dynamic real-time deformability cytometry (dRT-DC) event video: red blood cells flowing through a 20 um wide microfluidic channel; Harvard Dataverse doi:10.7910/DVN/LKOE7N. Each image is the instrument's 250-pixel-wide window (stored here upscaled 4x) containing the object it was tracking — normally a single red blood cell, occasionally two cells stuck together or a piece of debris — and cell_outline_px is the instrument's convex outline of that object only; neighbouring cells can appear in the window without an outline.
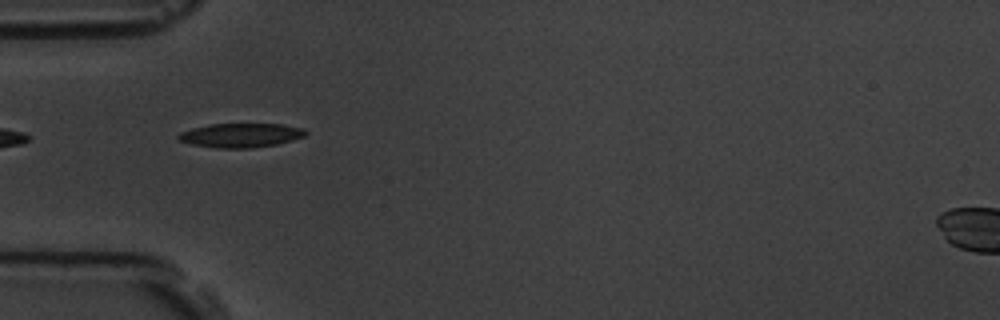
{"species": "common noctule bat (a hibernating species)", "species_latin": "Nyctalus noctula", "temperature_condition": "room temperature", "stored_images_in_passage": 3, "camera_frame_rate_fps": 3000, "um_per_image_px": 0.085, "animal": {"sex": "male", "body_mass_g": 19.5, "forearm_length_mm": 54.6}, "frame": {"image": 1, "passage_image": 2, "time_ms": 1.333, "image_size_px": [1000, 320], "cell_outline_px": [[308, 132], [304, 136], [292, 140], [276, 144], [252, 148], [216, 148], [192, 144], [180, 140], [176, 136], [180, 132], [192, 128], [208, 124], [280, 124], [304, 128]], "centroid_in_image_um": [20.46, 11.49], "position_along_channel_um": 64.5, "area_um2": 17.86}}
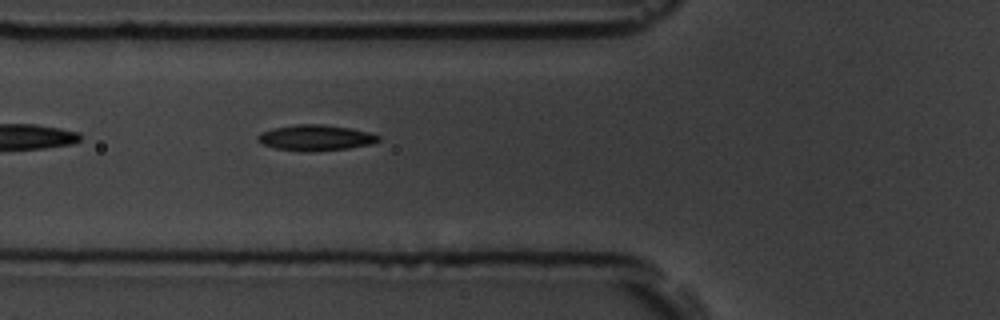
{"frame": {"image": 2, "passage_image": 3, "time_ms": 2.333, "image_size_px": [1000, 320], "cell_outline_px": [[380, 140], [372, 144], [348, 148], [308, 152], [300, 152], [276, 148], [264, 144], [256, 140], [256, 136], [260, 132], [272, 128], [296, 124], [320, 124], [352, 128], [368, 132], [380, 136]], "centroid_in_image_um": [26.8, 11.71], "position_along_channel_um": 99.0, "area_um2": 18.26}}